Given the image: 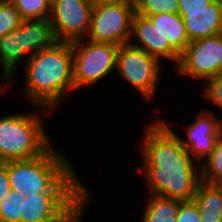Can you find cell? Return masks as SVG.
<instances>
[{
	"label": "cell",
	"instance_id": "obj_1",
	"mask_svg": "<svg viewBox=\"0 0 222 222\" xmlns=\"http://www.w3.org/2000/svg\"><path fill=\"white\" fill-rule=\"evenodd\" d=\"M169 123L161 118L145 124L139 151L144 165L137 171L147 182L148 194L193 201L201 182L200 164Z\"/></svg>",
	"mask_w": 222,
	"mask_h": 222
},
{
	"label": "cell",
	"instance_id": "obj_2",
	"mask_svg": "<svg viewBox=\"0 0 222 222\" xmlns=\"http://www.w3.org/2000/svg\"><path fill=\"white\" fill-rule=\"evenodd\" d=\"M72 67V42L56 41L37 52L21 67L25 75L23 99L28 105L51 111L63 106L68 93L75 92Z\"/></svg>",
	"mask_w": 222,
	"mask_h": 222
},
{
	"label": "cell",
	"instance_id": "obj_3",
	"mask_svg": "<svg viewBox=\"0 0 222 222\" xmlns=\"http://www.w3.org/2000/svg\"><path fill=\"white\" fill-rule=\"evenodd\" d=\"M52 145L39 157L7 162L12 190L21 196L40 193H92L69 161L67 154ZM66 155V156H65Z\"/></svg>",
	"mask_w": 222,
	"mask_h": 222
},
{
	"label": "cell",
	"instance_id": "obj_4",
	"mask_svg": "<svg viewBox=\"0 0 222 222\" xmlns=\"http://www.w3.org/2000/svg\"><path fill=\"white\" fill-rule=\"evenodd\" d=\"M25 113L0 116V161H25L39 157L53 144L43 118L53 111L39 106ZM38 110V112H37ZM45 115V116H43Z\"/></svg>",
	"mask_w": 222,
	"mask_h": 222
},
{
	"label": "cell",
	"instance_id": "obj_5",
	"mask_svg": "<svg viewBox=\"0 0 222 222\" xmlns=\"http://www.w3.org/2000/svg\"><path fill=\"white\" fill-rule=\"evenodd\" d=\"M56 41L49 20H23L16 30L0 38V80L9 82L22 62L24 65L30 57Z\"/></svg>",
	"mask_w": 222,
	"mask_h": 222
},
{
	"label": "cell",
	"instance_id": "obj_6",
	"mask_svg": "<svg viewBox=\"0 0 222 222\" xmlns=\"http://www.w3.org/2000/svg\"><path fill=\"white\" fill-rule=\"evenodd\" d=\"M92 193H40L22 196L20 222H82Z\"/></svg>",
	"mask_w": 222,
	"mask_h": 222
},
{
	"label": "cell",
	"instance_id": "obj_7",
	"mask_svg": "<svg viewBox=\"0 0 222 222\" xmlns=\"http://www.w3.org/2000/svg\"><path fill=\"white\" fill-rule=\"evenodd\" d=\"M119 46L82 39L72 42L75 91L102 82L116 70Z\"/></svg>",
	"mask_w": 222,
	"mask_h": 222
},
{
	"label": "cell",
	"instance_id": "obj_8",
	"mask_svg": "<svg viewBox=\"0 0 222 222\" xmlns=\"http://www.w3.org/2000/svg\"><path fill=\"white\" fill-rule=\"evenodd\" d=\"M163 67L155 57L130 43L119 46L116 73L147 102L156 97Z\"/></svg>",
	"mask_w": 222,
	"mask_h": 222
},
{
	"label": "cell",
	"instance_id": "obj_9",
	"mask_svg": "<svg viewBox=\"0 0 222 222\" xmlns=\"http://www.w3.org/2000/svg\"><path fill=\"white\" fill-rule=\"evenodd\" d=\"M135 4L94 5L90 29L85 39L94 42L128 44L132 35Z\"/></svg>",
	"mask_w": 222,
	"mask_h": 222
},
{
	"label": "cell",
	"instance_id": "obj_10",
	"mask_svg": "<svg viewBox=\"0 0 222 222\" xmlns=\"http://www.w3.org/2000/svg\"><path fill=\"white\" fill-rule=\"evenodd\" d=\"M173 70L180 77L203 83L222 74V34L191 41Z\"/></svg>",
	"mask_w": 222,
	"mask_h": 222
},
{
	"label": "cell",
	"instance_id": "obj_11",
	"mask_svg": "<svg viewBox=\"0 0 222 222\" xmlns=\"http://www.w3.org/2000/svg\"><path fill=\"white\" fill-rule=\"evenodd\" d=\"M92 0H57L51 5L49 22L57 41L74 42L88 35Z\"/></svg>",
	"mask_w": 222,
	"mask_h": 222
},
{
	"label": "cell",
	"instance_id": "obj_12",
	"mask_svg": "<svg viewBox=\"0 0 222 222\" xmlns=\"http://www.w3.org/2000/svg\"><path fill=\"white\" fill-rule=\"evenodd\" d=\"M187 125V140L178 135L188 153L200 164L213 151L222 135V119L211 109H202L195 115L194 122Z\"/></svg>",
	"mask_w": 222,
	"mask_h": 222
},
{
	"label": "cell",
	"instance_id": "obj_13",
	"mask_svg": "<svg viewBox=\"0 0 222 222\" xmlns=\"http://www.w3.org/2000/svg\"><path fill=\"white\" fill-rule=\"evenodd\" d=\"M129 43L155 57L161 64H165V61H171L175 67L178 66L181 55L170 45L168 39L153 26L148 17L134 14Z\"/></svg>",
	"mask_w": 222,
	"mask_h": 222
},
{
	"label": "cell",
	"instance_id": "obj_14",
	"mask_svg": "<svg viewBox=\"0 0 222 222\" xmlns=\"http://www.w3.org/2000/svg\"><path fill=\"white\" fill-rule=\"evenodd\" d=\"M189 41L222 34V2L215 0L206 10L178 11Z\"/></svg>",
	"mask_w": 222,
	"mask_h": 222
},
{
	"label": "cell",
	"instance_id": "obj_15",
	"mask_svg": "<svg viewBox=\"0 0 222 222\" xmlns=\"http://www.w3.org/2000/svg\"><path fill=\"white\" fill-rule=\"evenodd\" d=\"M153 26L168 39L170 45L181 55L190 43L183 18L179 13H160L148 16Z\"/></svg>",
	"mask_w": 222,
	"mask_h": 222
},
{
	"label": "cell",
	"instance_id": "obj_16",
	"mask_svg": "<svg viewBox=\"0 0 222 222\" xmlns=\"http://www.w3.org/2000/svg\"><path fill=\"white\" fill-rule=\"evenodd\" d=\"M193 201L199 208L202 222H222V191L216 184L201 181Z\"/></svg>",
	"mask_w": 222,
	"mask_h": 222
},
{
	"label": "cell",
	"instance_id": "obj_17",
	"mask_svg": "<svg viewBox=\"0 0 222 222\" xmlns=\"http://www.w3.org/2000/svg\"><path fill=\"white\" fill-rule=\"evenodd\" d=\"M142 212V222H176L182 201L164 196L148 194Z\"/></svg>",
	"mask_w": 222,
	"mask_h": 222
},
{
	"label": "cell",
	"instance_id": "obj_18",
	"mask_svg": "<svg viewBox=\"0 0 222 222\" xmlns=\"http://www.w3.org/2000/svg\"><path fill=\"white\" fill-rule=\"evenodd\" d=\"M201 181L217 184L222 180V135L211 154L200 163Z\"/></svg>",
	"mask_w": 222,
	"mask_h": 222
},
{
	"label": "cell",
	"instance_id": "obj_19",
	"mask_svg": "<svg viewBox=\"0 0 222 222\" xmlns=\"http://www.w3.org/2000/svg\"><path fill=\"white\" fill-rule=\"evenodd\" d=\"M23 20H49L51 4L47 0H11Z\"/></svg>",
	"mask_w": 222,
	"mask_h": 222
},
{
	"label": "cell",
	"instance_id": "obj_20",
	"mask_svg": "<svg viewBox=\"0 0 222 222\" xmlns=\"http://www.w3.org/2000/svg\"><path fill=\"white\" fill-rule=\"evenodd\" d=\"M178 0H137L135 13L144 17L160 13H178Z\"/></svg>",
	"mask_w": 222,
	"mask_h": 222
},
{
	"label": "cell",
	"instance_id": "obj_21",
	"mask_svg": "<svg viewBox=\"0 0 222 222\" xmlns=\"http://www.w3.org/2000/svg\"><path fill=\"white\" fill-rule=\"evenodd\" d=\"M22 21L11 0L0 1V38L16 30Z\"/></svg>",
	"mask_w": 222,
	"mask_h": 222
},
{
	"label": "cell",
	"instance_id": "obj_22",
	"mask_svg": "<svg viewBox=\"0 0 222 222\" xmlns=\"http://www.w3.org/2000/svg\"><path fill=\"white\" fill-rule=\"evenodd\" d=\"M22 213V196L11 190L0 202V222H20Z\"/></svg>",
	"mask_w": 222,
	"mask_h": 222
},
{
	"label": "cell",
	"instance_id": "obj_23",
	"mask_svg": "<svg viewBox=\"0 0 222 222\" xmlns=\"http://www.w3.org/2000/svg\"><path fill=\"white\" fill-rule=\"evenodd\" d=\"M203 86L202 96L222 110V74L209 79Z\"/></svg>",
	"mask_w": 222,
	"mask_h": 222
},
{
	"label": "cell",
	"instance_id": "obj_24",
	"mask_svg": "<svg viewBox=\"0 0 222 222\" xmlns=\"http://www.w3.org/2000/svg\"><path fill=\"white\" fill-rule=\"evenodd\" d=\"M176 222H202L197 204L194 201L181 202Z\"/></svg>",
	"mask_w": 222,
	"mask_h": 222
},
{
	"label": "cell",
	"instance_id": "obj_25",
	"mask_svg": "<svg viewBox=\"0 0 222 222\" xmlns=\"http://www.w3.org/2000/svg\"><path fill=\"white\" fill-rule=\"evenodd\" d=\"M215 0H178V11H197L206 8Z\"/></svg>",
	"mask_w": 222,
	"mask_h": 222
},
{
	"label": "cell",
	"instance_id": "obj_26",
	"mask_svg": "<svg viewBox=\"0 0 222 222\" xmlns=\"http://www.w3.org/2000/svg\"><path fill=\"white\" fill-rule=\"evenodd\" d=\"M10 180L7 171V162L0 164V202L7 196L11 191Z\"/></svg>",
	"mask_w": 222,
	"mask_h": 222
},
{
	"label": "cell",
	"instance_id": "obj_27",
	"mask_svg": "<svg viewBox=\"0 0 222 222\" xmlns=\"http://www.w3.org/2000/svg\"><path fill=\"white\" fill-rule=\"evenodd\" d=\"M94 5L101 4H135L131 0H92Z\"/></svg>",
	"mask_w": 222,
	"mask_h": 222
},
{
	"label": "cell",
	"instance_id": "obj_28",
	"mask_svg": "<svg viewBox=\"0 0 222 222\" xmlns=\"http://www.w3.org/2000/svg\"><path fill=\"white\" fill-rule=\"evenodd\" d=\"M7 81H8L7 79H3L0 81V97H2L3 93L6 91V89H8L7 86H5L8 85Z\"/></svg>",
	"mask_w": 222,
	"mask_h": 222
},
{
	"label": "cell",
	"instance_id": "obj_29",
	"mask_svg": "<svg viewBox=\"0 0 222 222\" xmlns=\"http://www.w3.org/2000/svg\"><path fill=\"white\" fill-rule=\"evenodd\" d=\"M222 191V180H220L217 184H216Z\"/></svg>",
	"mask_w": 222,
	"mask_h": 222
},
{
	"label": "cell",
	"instance_id": "obj_30",
	"mask_svg": "<svg viewBox=\"0 0 222 222\" xmlns=\"http://www.w3.org/2000/svg\"><path fill=\"white\" fill-rule=\"evenodd\" d=\"M51 5L56 2L57 0H47Z\"/></svg>",
	"mask_w": 222,
	"mask_h": 222
}]
</instances>
